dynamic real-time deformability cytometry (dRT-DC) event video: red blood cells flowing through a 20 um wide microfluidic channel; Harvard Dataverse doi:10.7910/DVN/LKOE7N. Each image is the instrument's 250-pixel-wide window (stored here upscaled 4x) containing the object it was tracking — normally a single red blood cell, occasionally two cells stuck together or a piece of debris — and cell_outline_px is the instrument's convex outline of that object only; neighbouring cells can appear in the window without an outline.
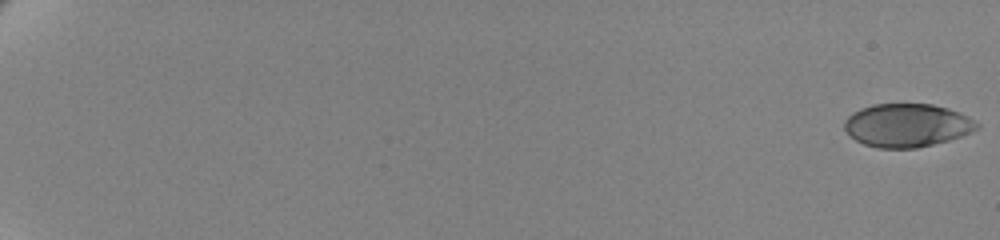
{"species": "human", "species_latin": "Homo sapiens", "temperature_condition": "cold", "stored_images_in_passage": 62, "camera_frame_rate_fps": 3000, "um_per_image_px": 0.085, "donor": {"sex": "female"}, "frame": {"image": 1, "passage_image": 1, "time_ms": 0.0, "image_size_px": [1000, 240], "cell_outline_px": [[980, 128], [960, 136], [948, 140], [916, 148], [876, 148], [864, 144], [856, 140], [844, 128], [844, 120], [852, 112], [872, 104], [932, 104], [948, 108], [968, 116], [980, 124]], "centroid_in_image_um": [77.09, 10.64], "position_along_channel_um": 7.9, "area_um2": 33.35}}
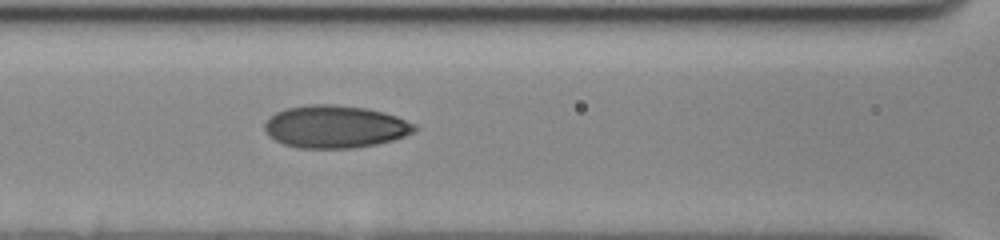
{"frame": {"image": 2, "passage_image": 32, "time_ms": 10.333, "image_size_px": [1000, 240], "cell_outline_px": [[416, 128], [412, 132], [404, 136], [392, 140], [376, 144], [352, 148], [296, 148], [284, 144], [268, 136], [264, 128], [264, 124], [276, 112], [284, 108], [308, 104], [336, 104], [368, 108], [396, 116], [416, 124]], "centroid_in_image_um": [28.46, 10.76], "position_along_channel_um": 138.1, "area_um2": 37.22}}
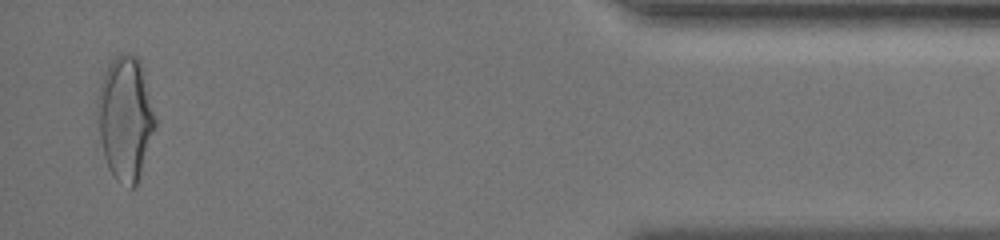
{"frame": {"image": 3, "passage_image": 61, "time_ms": 20.0, "image_size_px": [1000, 240], "cell_outline_px": [[156, 128], [136, 184], [132, 188], [116, 180], [108, 168], [104, 156], [100, 140], [96, 108], [96, 96], [100, 84], [108, 64], [120, 52], [128, 52], [136, 56], [140, 60], [144, 68], [156, 120]], "centroid_in_image_um": [10.65, 9.99], "position_along_channel_um": 424.6, "area_um2": 42.08}, "authors_computed_cell_mechanics": {"area_um2": 35.3158, "velocity_mm_per_s": 3.4821, "shape_relaxation_time_tau1_ms": 5.1283, "shape_relaxation_time_tau2_ms": 1.5297, "deformation_change_tau1": 0.1629, "deformation_change_tau2": 0.0651}}